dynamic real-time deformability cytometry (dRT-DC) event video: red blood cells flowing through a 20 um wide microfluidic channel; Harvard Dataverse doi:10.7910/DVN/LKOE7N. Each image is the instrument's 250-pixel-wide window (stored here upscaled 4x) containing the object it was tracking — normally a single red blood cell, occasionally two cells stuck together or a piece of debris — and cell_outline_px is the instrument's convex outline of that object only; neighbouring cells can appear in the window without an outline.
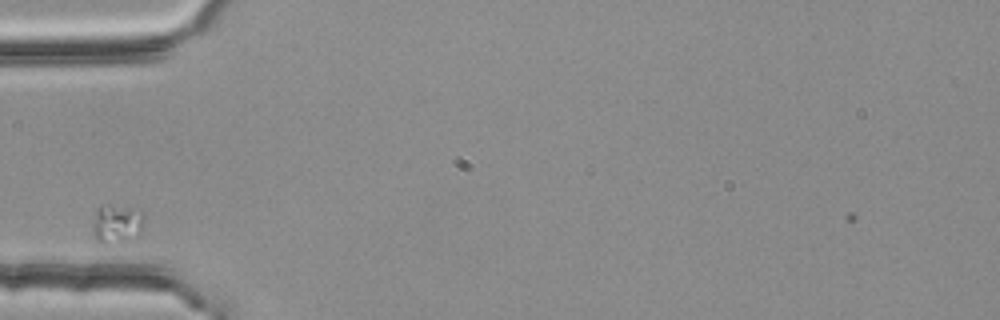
{"species": "common noctule bat (a hibernating species)", "species_latin": "Nyctalus noctula", "temperature_condition": "room temperature", "stored_images_in_passage": 6, "camera_frame_rate_fps": 3000, "um_per_image_px": 0.085, "animal": {"sex": "female", "body_mass_g": 25.1}, "frame": {"image": 1, "passage_image": 2, "time_ms": 0.333, "image_size_px": [1000, 320], "cell_outline_px": [[144, 228], [132, 240], [104, 244], [96, 240], [92, 236], [92, 224], [96, 208], [100, 204], [108, 204], [140, 208], [144, 212]], "centroid_in_image_um": [9.94, 18.99], "position_along_channel_um": 75.1, "area_um2": 12.43}}